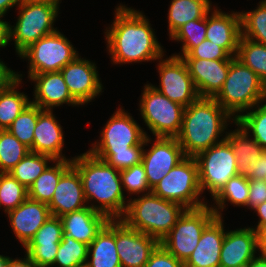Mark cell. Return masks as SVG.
Returning <instances> with one entry per match:
<instances>
[{"label":"cell","mask_w":266,"mask_h":267,"mask_svg":"<svg viewBox=\"0 0 266 267\" xmlns=\"http://www.w3.org/2000/svg\"><path fill=\"white\" fill-rule=\"evenodd\" d=\"M114 16L113 23L104 32L113 64L142 63L165 57L163 46L142 11L120 4Z\"/></svg>","instance_id":"6da1fadb"},{"label":"cell","mask_w":266,"mask_h":267,"mask_svg":"<svg viewBox=\"0 0 266 267\" xmlns=\"http://www.w3.org/2000/svg\"><path fill=\"white\" fill-rule=\"evenodd\" d=\"M72 166L81 177L87 205L105 214L109 219H121L127 210L129 200L125 201L120 170L89 151L72 157ZM90 201H94L95 205L88 204Z\"/></svg>","instance_id":"7a4b0ae2"},{"label":"cell","mask_w":266,"mask_h":267,"mask_svg":"<svg viewBox=\"0 0 266 267\" xmlns=\"http://www.w3.org/2000/svg\"><path fill=\"white\" fill-rule=\"evenodd\" d=\"M147 134L130 113L119 108L102 128L99 142L92 143L89 152L123 170L141 163L143 150L152 140Z\"/></svg>","instance_id":"3957f363"},{"label":"cell","mask_w":266,"mask_h":267,"mask_svg":"<svg viewBox=\"0 0 266 267\" xmlns=\"http://www.w3.org/2000/svg\"><path fill=\"white\" fill-rule=\"evenodd\" d=\"M230 121L236 122L214 98L199 97L185 107L182 127L176 137L185 156L195 157L225 140L226 135L223 136L222 133L228 129Z\"/></svg>","instance_id":"277c9868"},{"label":"cell","mask_w":266,"mask_h":267,"mask_svg":"<svg viewBox=\"0 0 266 267\" xmlns=\"http://www.w3.org/2000/svg\"><path fill=\"white\" fill-rule=\"evenodd\" d=\"M128 200L127 210L121 219L129 227L154 237L159 242L186 210L181 204L164 200L152 192Z\"/></svg>","instance_id":"5b68a950"},{"label":"cell","mask_w":266,"mask_h":267,"mask_svg":"<svg viewBox=\"0 0 266 267\" xmlns=\"http://www.w3.org/2000/svg\"><path fill=\"white\" fill-rule=\"evenodd\" d=\"M235 120L266 101V85L258 75L234 57L222 89L214 97Z\"/></svg>","instance_id":"8992f818"},{"label":"cell","mask_w":266,"mask_h":267,"mask_svg":"<svg viewBox=\"0 0 266 267\" xmlns=\"http://www.w3.org/2000/svg\"><path fill=\"white\" fill-rule=\"evenodd\" d=\"M15 26H9L10 42L14 41L18 56L32 43L57 31L54 22L58 17L59 7L48 2L23 0L18 6ZM14 27V28H13Z\"/></svg>","instance_id":"52a82bcc"},{"label":"cell","mask_w":266,"mask_h":267,"mask_svg":"<svg viewBox=\"0 0 266 267\" xmlns=\"http://www.w3.org/2000/svg\"><path fill=\"white\" fill-rule=\"evenodd\" d=\"M164 200L181 204L186 209H196L207 205L200 199L202 191L199 184L198 165L194 157L186 156L151 190Z\"/></svg>","instance_id":"ba28073f"},{"label":"cell","mask_w":266,"mask_h":267,"mask_svg":"<svg viewBox=\"0 0 266 267\" xmlns=\"http://www.w3.org/2000/svg\"><path fill=\"white\" fill-rule=\"evenodd\" d=\"M139 106L141 117L155 137L176 138L182 127L185 107L171 101L151 84L144 85Z\"/></svg>","instance_id":"9c48e42d"},{"label":"cell","mask_w":266,"mask_h":267,"mask_svg":"<svg viewBox=\"0 0 266 267\" xmlns=\"http://www.w3.org/2000/svg\"><path fill=\"white\" fill-rule=\"evenodd\" d=\"M208 206L186 209L160 244L185 263L197 246L204 229L216 218Z\"/></svg>","instance_id":"30bf717a"},{"label":"cell","mask_w":266,"mask_h":267,"mask_svg":"<svg viewBox=\"0 0 266 267\" xmlns=\"http://www.w3.org/2000/svg\"><path fill=\"white\" fill-rule=\"evenodd\" d=\"M79 55L71 42L59 30L32 43L20 55L29 63L28 79L35 74L59 72Z\"/></svg>","instance_id":"8fae6325"},{"label":"cell","mask_w":266,"mask_h":267,"mask_svg":"<svg viewBox=\"0 0 266 267\" xmlns=\"http://www.w3.org/2000/svg\"><path fill=\"white\" fill-rule=\"evenodd\" d=\"M194 158L198 165L201 191L208 190L213 198L230 178L238 175L236 156L227 139L198 153Z\"/></svg>","instance_id":"7c38bea8"},{"label":"cell","mask_w":266,"mask_h":267,"mask_svg":"<svg viewBox=\"0 0 266 267\" xmlns=\"http://www.w3.org/2000/svg\"><path fill=\"white\" fill-rule=\"evenodd\" d=\"M158 61L160 85L155 87L151 84L157 91L184 107H188L200 97L181 57L172 55L163 59L162 56Z\"/></svg>","instance_id":"4fadbf2b"},{"label":"cell","mask_w":266,"mask_h":267,"mask_svg":"<svg viewBox=\"0 0 266 267\" xmlns=\"http://www.w3.org/2000/svg\"><path fill=\"white\" fill-rule=\"evenodd\" d=\"M115 243L121 267H144L160 242L136 229L122 219H115Z\"/></svg>","instance_id":"5bb4252c"},{"label":"cell","mask_w":266,"mask_h":267,"mask_svg":"<svg viewBox=\"0 0 266 267\" xmlns=\"http://www.w3.org/2000/svg\"><path fill=\"white\" fill-rule=\"evenodd\" d=\"M96 68L94 62L78 55L60 70L70 94L80 105L91 102L103 92Z\"/></svg>","instance_id":"9a60e30c"},{"label":"cell","mask_w":266,"mask_h":267,"mask_svg":"<svg viewBox=\"0 0 266 267\" xmlns=\"http://www.w3.org/2000/svg\"><path fill=\"white\" fill-rule=\"evenodd\" d=\"M149 150H143L141 163L152 189L186 156L177 138L156 137Z\"/></svg>","instance_id":"2e32d148"},{"label":"cell","mask_w":266,"mask_h":267,"mask_svg":"<svg viewBox=\"0 0 266 267\" xmlns=\"http://www.w3.org/2000/svg\"><path fill=\"white\" fill-rule=\"evenodd\" d=\"M62 235L61 218L51 215L24 247L25 253L38 267H53Z\"/></svg>","instance_id":"e0dca14e"},{"label":"cell","mask_w":266,"mask_h":267,"mask_svg":"<svg viewBox=\"0 0 266 267\" xmlns=\"http://www.w3.org/2000/svg\"><path fill=\"white\" fill-rule=\"evenodd\" d=\"M183 60L199 96L214 98L223 87L232 60Z\"/></svg>","instance_id":"ac0fdd59"},{"label":"cell","mask_w":266,"mask_h":267,"mask_svg":"<svg viewBox=\"0 0 266 267\" xmlns=\"http://www.w3.org/2000/svg\"><path fill=\"white\" fill-rule=\"evenodd\" d=\"M258 251L252 227L226 231L220 252V267H246Z\"/></svg>","instance_id":"d6986e66"},{"label":"cell","mask_w":266,"mask_h":267,"mask_svg":"<svg viewBox=\"0 0 266 267\" xmlns=\"http://www.w3.org/2000/svg\"><path fill=\"white\" fill-rule=\"evenodd\" d=\"M220 10L216 6L207 14L206 39L222 47L230 56L236 57L241 38L240 12L233 11L229 14Z\"/></svg>","instance_id":"ffe728a7"},{"label":"cell","mask_w":266,"mask_h":267,"mask_svg":"<svg viewBox=\"0 0 266 267\" xmlns=\"http://www.w3.org/2000/svg\"><path fill=\"white\" fill-rule=\"evenodd\" d=\"M16 239L25 247L37 230L51 216L46 203L27 198L16 209L6 213Z\"/></svg>","instance_id":"44dd1931"},{"label":"cell","mask_w":266,"mask_h":267,"mask_svg":"<svg viewBox=\"0 0 266 267\" xmlns=\"http://www.w3.org/2000/svg\"><path fill=\"white\" fill-rule=\"evenodd\" d=\"M29 80L35 83L34 99L31 103L42 110H53V107L63 104L77 107L80 105L70 94L60 71L35 74Z\"/></svg>","instance_id":"7402d4cb"},{"label":"cell","mask_w":266,"mask_h":267,"mask_svg":"<svg viewBox=\"0 0 266 267\" xmlns=\"http://www.w3.org/2000/svg\"><path fill=\"white\" fill-rule=\"evenodd\" d=\"M48 206L51 215L56 217L88 207L81 177L73 166L60 177Z\"/></svg>","instance_id":"603a6c76"},{"label":"cell","mask_w":266,"mask_h":267,"mask_svg":"<svg viewBox=\"0 0 266 267\" xmlns=\"http://www.w3.org/2000/svg\"><path fill=\"white\" fill-rule=\"evenodd\" d=\"M63 128L56 120L53 110H42L34 129L31 152L52 157L54 160H66L62 154L64 146Z\"/></svg>","instance_id":"cb8c5ba5"},{"label":"cell","mask_w":266,"mask_h":267,"mask_svg":"<svg viewBox=\"0 0 266 267\" xmlns=\"http://www.w3.org/2000/svg\"><path fill=\"white\" fill-rule=\"evenodd\" d=\"M223 217H216L202 232L184 267H220V252L225 236Z\"/></svg>","instance_id":"d4e9b609"},{"label":"cell","mask_w":266,"mask_h":267,"mask_svg":"<svg viewBox=\"0 0 266 267\" xmlns=\"http://www.w3.org/2000/svg\"><path fill=\"white\" fill-rule=\"evenodd\" d=\"M60 218L63 224V234L86 245L96 238V235L110 220L105 214L89 206L66 213Z\"/></svg>","instance_id":"484cf974"},{"label":"cell","mask_w":266,"mask_h":267,"mask_svg":"<svg viewBox=\"0 0 266 267\" xmlns=\"http://www.w3.org/2000/svg\"><path fill=\"white\" fill-rule=\"evenodd\" d=\"M87 257L88 267H121L115 243V219H110L88 245Z\"/></svg>","instance_id":"4316f807"},{"label":"cell","mask_w":266,"mask_h":267,"mask_svg":"<svg viewBox=\"0 0 266 267\" xmlns=\"http://www.w3.org/2000/svg\"><path fill=\"white\" fill-rule=\"evenodd\" d=\"M234 124L237 125L235 130L224 133L236 156L238 175L246 176L264 149L253 137L249 138L250 134L242 126Z\"/></svg>","instance_id":"83f0119b"},{"label":"cell","mask_w":266,"mask_h":267,"mask_svg":"<svg viewBox=\"0 0 266 267\" xmlns=\"http://www.w3.org/2000/svg\"><path fill=\"white\" fill-rule=\"evenodd\" d=\"M168 10V30L171 37L186 23L205 17L212 8L210 0H171Z\"/></svg>","instance_id":"f1b7e54d"},{"label":"cell","mask_w":266,"mask_h":267,"mask_svg":"<svg viewBox=\"0 0 266 267\" xmlns=\"http://www.w3.org/2000/svg\"><path fill=\"white\" fill-rule=\"evenodd\" d=\"M21 80L22 74L16 72V78L0 89V130H6L15 118L31 104L28 95L17 89L22 83Z\"/></svg>","instance_id":"f546056e"},{"label":"cell","mask_w":266,"mask_h":267,"mask_svg":"<svg viewBox=\"0 0 266 267\" xmlns=\"http://www.w3.org/2000/svg\"><path fill=\"white\" fill-rule=\"evenodd\" d=\"M53 164L48 166L28 188V198L46 204L51 201L60 177L72 166V158L54 160Z\"/></svg>","instance_id":"4dcf8cb0"},{"label":"cell","mask_w":266,"mask_h":267,"mask_svg":"<svg viewBox=\"0 0 266 267\" xmlns=\"http://www.w3.org/2000/svg\"><path fill=\"white\" fill-rule=\"evenodd\" d=\"M249 197V179L243 175H236L230 178L220 192L212 198L214 203L211 209L217 217L222 218L221 212L226 208L227 201L238 207H246Z\"/></svg>","instance_id":"1f68e13d"},{"label":"cell","mask_w":266,"mask_h":267,"mask_svg":"<svg viewBox=\"0 0 266 267\" xmlns=\"http://www.w3.org/2000/svg\"><path fill=\"white\" fill-rule=\"evenodd\" d=\"M49 161L50 163L54 162V159L47 155L29 151L9 173L28 189L49 166Z\"/></svg>","instance_id":"d6a6232c"},{"label":"cell","mask_w":266,"mask_h":267,"mask_svg":"<svg viewBox=\"0 0 266 267\" xmlns=\"http://www.w3.org/2000/svg\"><path fill=\"white\" fill-rule=\"evenodd\" d=\"M236 58L256 73L266 85V45L241 36Z\"/></svg>","instance_id":"836d02e7"},{"label":"cell","mask_w":266,"mask_h":267,"mask_svg":"<svg viewBox=\"0 0 266 267\" xmlns=\"http://www.w3.org/2000/svg\"><path fill=\"white\" fill-rule=\"evenodd\" d=\"M240 19L241 36L266 45V0L250 12H240Z\"/></svg>","instance_id":"e575fe53"},{"label":"cell","mask_w":266,"mask_h":267,"mask_svg":"<svg viewBox=\"0 0 266 267\" xmlns=\"http://www.w3.org/2000/svg\"><path fill=\"white\" fill-rule=\"evenodd\" d=\"M42 111L39 106L29 104L12 122L7 130L29 149L32 148L34 129L38 114Z\"/></svg>","instance_id":"d590c367"},{"label":"cell","mask_w":266,"mask_h":267,"mask_svg":"<svg viewBox=\"0 0 266 267\" xmlns=\"http://www.w3.org/2000/svg\"><path fill=\"white\" fill-rule=\"evenodd\" d=\"M29 151L7 129L0 130V173H8Z\"/></svg>","instance_id":"8d00e7d4"},{"label":"cell","mask_w":266,"mask_h":267,"mask_svg":"<svg viewBox=\"0 0 266 267\" xmlns=\"http://www.w3.org/2000/svg\"><path fill=\"white\" fill-rule=\"evenodd\" d=\"M207 15L201 19L192 20L179 28L169 39L182 42L181 55L172 54L177 57H183L192 48L200 45L206 39Z\"/></svg>","instance_id":"74e56055"},{"label":"cell","mask_w":266,"mask_h":267,"mask_svg":"<svg viewBox=\"0 0 266 267\" xmlns=\"http://www.w3.org/2000/svg\"><path fill=\"white\" fill-rule=\"evenodd\" d=\"M87 256L88 245L63 234L53 266L73 267L83 265L88 260Z\"/></svg>","instance_id":"f35d334b"},{"label":"cell","mask_w":266,"mask_h":267,"mask_svg":"<svg viewBox=\"0 0 266 267\" xmlns=\"http://www.w3.org/2000/svg\"><path fill=\"white\" fill-rule=\"evenodd\" d=\"M27 198V188L9 172L0 173V208L3 206L5 213L16 209Z\"/></svg>","instance_id":"ab89813d"},{"label":"cell","mask_w":266,"mask_h":267,"mask_svg":"<svg viewBox=\"0 0 266 267\" xmlns=\"http://www.w3.org/2000/svg\"><path fill=\"white\" fill-rule=\"evenodd\" d=\"M243 113L236 122L266 150V101Z\"/></svg>","instance_id":"60d3db41"},{"label":"cell","mask_w":266,"mask_h":267,"mask_svg":"<svg viewBox=\"0 0 266 267\" xmlns=\"http://www.w3.org/2000/svg\"><path fill=\"white\" fill-rule=\"evenodd\" d=\"M122 188L128 194H148L151 193V188L147 182L145 169L142 163L133 165L132 167L120 170ZM146 192V193H145Z\"/></svg>","instance_id":"b9f144b4"},{"label":"cell","mask_w":266,"mask_h":267,"mask_svg":"<svg viewBox=\"0 0 266 267\" xmlns=\"http://www.w3.org/2000/svg\"><path fill=\"white\" fill-rule=\"evenodd\" d=\"M222 47L205 39L200 45L192 48L182 59L232 60Z\"/></svg>","instance_id":"7bdbcfd3"},{"label":"cell","mask_w":266,"mask_h":267,"mask_svg":"<svg viewBox=\"0 0 266 267\" xmlns=\"http://www.w3.org/2000/svg\"><path fill=\"white\" fill-rule=\"evenodd\" d=\"M144 267H184V263L159 244Z\"/></svg>","instance_id":"ee69618b"},{"label":"cell","mask_w":266,"mask_h":267,"mask_svg":"<svg viewBox=\"0 0 266 267\" xmlns=\"http://www.w3.org/2000/svg\"><path fill=\"white\" fill-rule=\"evenodd\" d=\"M266 201V180H249L247 208L253 209Z\"/></svg>","instance_id":"f6af8a7d"},{"label":"cell","mask_w":266,"mask_h":267,"mask_svg":"<svg viewBox=\"0 0 266 267\" xmlns=\"http://www.w3.org/2000/svg\"><path fill=\"white\" fill-rule=\"evenodd\" d=\"M253 167L246 177L249 180H266V150L262 152Z\"/></svg>","instance_id":"bcb514c9"},{"label":"cell","mask_w":266,"mask_h":267,"mask_svg":"<svg viewBox=\"0 0 266 267\" xmlns=\"http://www.w3.org/2000/svg\"><path fill=\"white\" fill-rule=\"evenodd\" d=\"M15 78L16 72L8 68L0 59V89L6 87Z\"/></svg>","instance_id":"7dc6e473"},{"label":"cell","mask_w":266,"mask_h":267,"mask_svg":"<svg viewBox=\"0 0 266 267\" xmlns=\"http://www.w3.org/2000/svg\"><path fill=\"white\" fill-rule=\"evenodd\" d=\"M253 229L257 235L258 253L266 254V224L253 227Z\"/></svg>","instance_id":"c3c4849f"},{"label":"cell","mask_w":266,"mask_h":267,"mask_svg":"<svg viewBox=\"0 0 266 267\" xmlns=\"http://www.w3.org/2000/svg\"><path fill=\"white\" fill-rule=\"evenodd\" d=\"M4 16L0 15V47L5 48L10 43V23L2 20Z\"/></svg>","instance_id":"681fc988"},{"label":"cell","mask_w":266,"mask_h":267,"mask_svg":"<svg viewBox=\"0 0 266 267\" xmlns=\"http://www.w3.org/2000/svg\"><path fill=\"white\" fill-rule=\"evenodd\" d=\"M23 259V260H22ZM20 259H12L10 257L7 258V267H38L30 257L25 254L24 258Z\"/></svg>","instance_id":"f907efd6"},{"label":"cell","mask_w":266,"mask_h":267,"mask_svg":"<svg viewBox=\"0 0 266 267\" xmlns=\"http://www.w3.org/2000/svg\"><path fill=\"white\" fill-rule=\"evenodd\" d=\"M22 1L23 0H0V15L5 16L10 8L16 5L19 6Z\"/></svg>","instance_id":"816d5d0a"},{"label":"cell","mask_w":266,"mask_h":267,"mask_svg":"<svg viewBox=\"0 0 266 267\" xmlns=\"http://www.w3.org/2000/svg\"><path fill=\"white\" fill-rule=\"evenodd\" d=\"M252 210H254V212H256L257 216L259 217L257 226L266 224V201H264L262 204L257 205Z\"/></svg>","instance_id":"f5cc1de1"},{"label":"cell","mask_w":266,"mask_h":267,"mask_svg":"<svg viewBox=\"0 0 266 267\" xmlns=\"http://www.w3.org/2000/svg\"><path fill=\"white\" fill-rule=\"evenodd\" d=\"M259 255V256H258ZM255 256L246 267H266V254L259 253Z\"/></svg>","instance_id":"db71d44e"},{"label":"cell","mask_w":266,"mask_h":267,"mask_svg":"<svg viewBox=\"0 0 266 267\" xmlns=\"http://www.w3.org/2000/svg\"><path fill=\"white\" fill-rule=\"evenodd\" d=\"M28 1H32V2H48L50 4L53 5H57L58 7L60 6L59 4L61 3V0H28Z\"/></svg>","instance_id":"11a10c76"},{"label":"cell","mask_w":266,"mask_h":267,"mask_svg":"<svg viewBox=\"0 0 266 267\" xmlns=\"http://www.w3.org/2000/svg\"><path fill=\"white\" fill-rule=\"evenodd\" d=\"M7 258L8 256L0 254V267H7Z\"/></svg>","instance_id":"9f6ffc18"},{"label":"cell","mask_w":266,"mask_h":267,"mask_svg":"<svg viewBox=\"0 0 266 267\" xmlns=\"http://www.w3.org/2000/svg\"><path fill=\"white\" fill-rule=\"evenodd\" d=\"M73 267H88V265L85 263L83 265H76V266H73Z\"/></svg>","instance_id":"6f0895ef"}]
</instances>
